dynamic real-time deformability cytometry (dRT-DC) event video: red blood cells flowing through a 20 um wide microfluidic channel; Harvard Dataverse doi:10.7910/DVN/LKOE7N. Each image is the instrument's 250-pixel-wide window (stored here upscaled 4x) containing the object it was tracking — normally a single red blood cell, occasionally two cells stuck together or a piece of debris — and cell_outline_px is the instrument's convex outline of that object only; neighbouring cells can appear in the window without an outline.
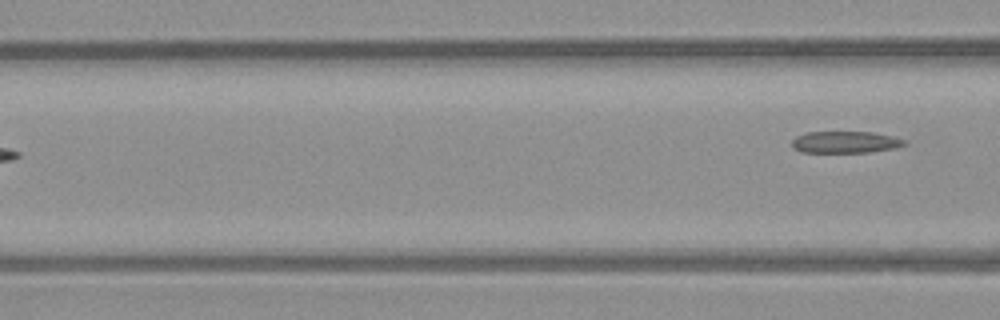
{"species": "common noctule bat (a hibernating species)", "species_latin": "Nyctalus noctula", "temperature_condition": "warm", "stored_images_in_passage": 8, "camera_frame_rate_fps": 3000, "um_per_image_px": 0.085, "animal": {"sex": "male", "body_mass_g": 23.1, "forearm_length_mm": 52.7}, "frame": {"image": 1, "passage_image": 8, "time_ms": 9.333, "image_size_px": [1000, 320], "cell_outline_px": [[908, 144], [896, 148], [868, 152], [800, 152], [792, 144], [792, 140], [796, 136], [808, 132], [872, 132], [892, 136], [904, 140]], "centroid_in_image_um": [71.87, 12.08], "position_along_channel_um": 94.7, "area_um2": 14.16}}